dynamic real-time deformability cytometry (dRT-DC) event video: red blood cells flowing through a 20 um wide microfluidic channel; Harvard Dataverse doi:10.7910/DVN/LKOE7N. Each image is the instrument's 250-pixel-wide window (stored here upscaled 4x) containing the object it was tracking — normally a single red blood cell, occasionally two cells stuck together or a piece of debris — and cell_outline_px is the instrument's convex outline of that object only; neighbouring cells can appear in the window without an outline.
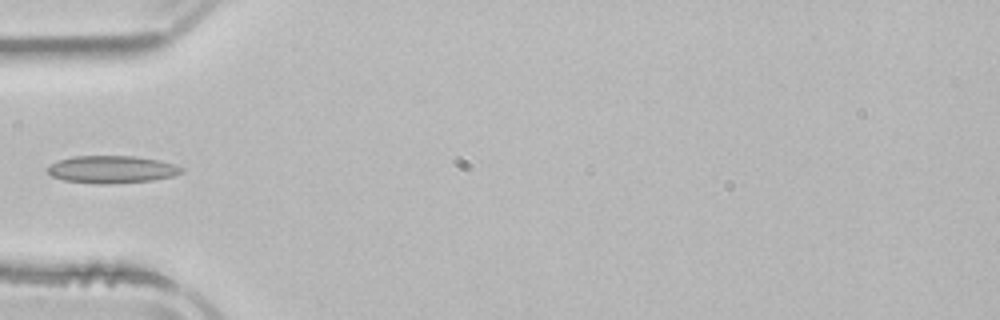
{"species": "common noctule bat (a hibernating species)", "species_latin": "Nyctalus noctula", "temperature_condition": "room temperature", "stored_images_in_passage": 4, "camera_frame_rate_fps": 3000, "um_per_image_px": 0.085, "animal": {"sex": "male", "body_mass_g": 21.5, "forearm_length_mm": 52.0}, "frame": {"image": 1, "passage_image": 4, "time_ms": 4.333, "image_size_px": [1000, 320], "cell_outline_px": [[184, 172], [172, 176], [152, 180], [108, 184], [100, 184], [64, 180], [52, 176], [44, 168], [48, 164], [72, 156], [136, 156], [156, 160], [172, 164], [184, 168]], "centroid_in_image_um": [9.45, 14.4], "position_along_channel_um": 75.5, "area_um2": 21.39}}